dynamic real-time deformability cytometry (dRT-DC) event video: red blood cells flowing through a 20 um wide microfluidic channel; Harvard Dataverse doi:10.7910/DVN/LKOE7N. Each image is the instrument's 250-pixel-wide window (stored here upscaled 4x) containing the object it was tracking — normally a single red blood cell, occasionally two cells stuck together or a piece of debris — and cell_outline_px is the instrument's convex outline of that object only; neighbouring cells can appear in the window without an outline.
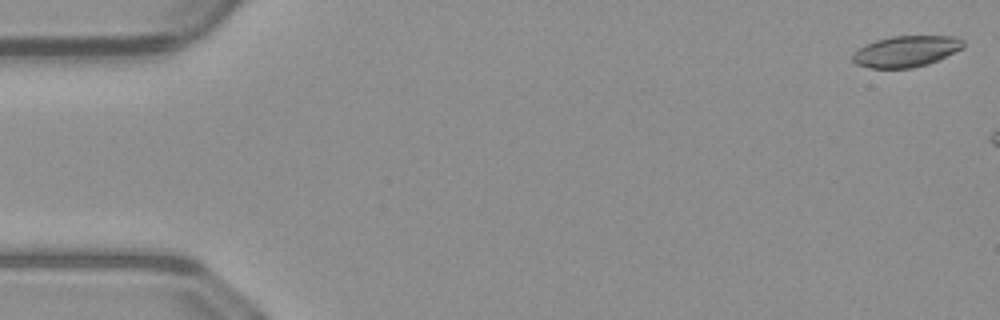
{"species": "common noctule bat (a hibernating species)", "species_latin": "Nyctalus noctula", "temperature_condition": "warm", "stored_images_in_passage": 7, "camera_frame_rate_fps": 3000, "um_per_image_px": 0.085, "animal": {"sex": "male", "body_mass_g": 23.1, "forearm_length_mm": 52.7}, "frame": {"image": 1, "passage_image": 1, "time_ms": 0.0, "image_size_px": [1000, 320], "cell_outline_px": [[964, 48], [928, 64], [912, 68], [872, 68], [856, 64], [852, 60], [852, 52], [864, 44], [876, 40], [892, 36], [956, 36], [964, 40]], "centroid_in_image_um": [77.01, 4.35], "position_along_channel_um": 8.0, "area_um2": 20.23}}